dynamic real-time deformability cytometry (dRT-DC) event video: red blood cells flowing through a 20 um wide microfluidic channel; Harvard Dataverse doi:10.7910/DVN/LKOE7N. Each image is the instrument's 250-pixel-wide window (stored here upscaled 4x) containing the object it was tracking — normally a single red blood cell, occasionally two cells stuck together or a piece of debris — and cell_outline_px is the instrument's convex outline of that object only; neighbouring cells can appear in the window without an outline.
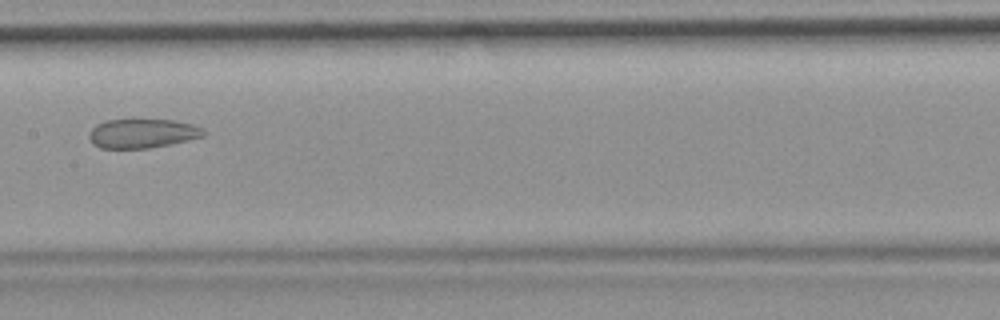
{"species": "common noctule bat (a hibernating species)", "species_latin": "Nyctalus noctula", "temperature_condition": "room temperature", "stored_images_in_passage": 9, "camera_frame_rate_fps": 3000, "um_per_image_px": 0.085, "animal": {"sex": "female", "body_mass_g": 19.9}, "frame": {"image": 1, "passage_image": 6, "time_ms": 1.667, "image_size_px": [1000, 320], "cell_outline_px": [[204, 136], [188, 140], [148, 148], [100, 148], [92, 144], [88, 136], [92, 128], [96, 124], [104, 120], [132, 116], [176, 120], [192, 124], [204, 128]], "centroid_in_image_um": [12.06, 11.27], "position_along_channel_um": 195.3, "area_um2": 20.46}}
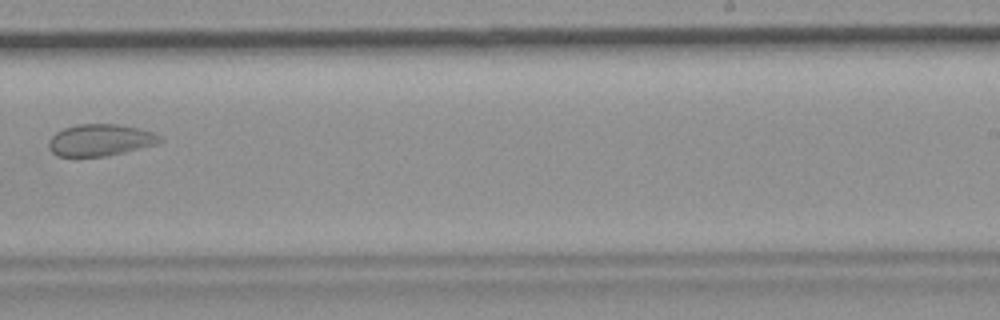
{"frame": {"image": 2, "passage_image": 8, "time_ms": 2.333, "image_size_px": [1000, 320], "cell_outline_px": [[164, 140], [156, 144], [124, 152], [104, 156], [56, 156], [48, 148], [48, 140], [56, 132], [64, 128], [76, 124], [116, 124], [140, 128], [156, 132]], "centroid_in_image_um": [8.52, 11.89], "position_along_channel_um": 280.5, "area_um2": 20.69}}